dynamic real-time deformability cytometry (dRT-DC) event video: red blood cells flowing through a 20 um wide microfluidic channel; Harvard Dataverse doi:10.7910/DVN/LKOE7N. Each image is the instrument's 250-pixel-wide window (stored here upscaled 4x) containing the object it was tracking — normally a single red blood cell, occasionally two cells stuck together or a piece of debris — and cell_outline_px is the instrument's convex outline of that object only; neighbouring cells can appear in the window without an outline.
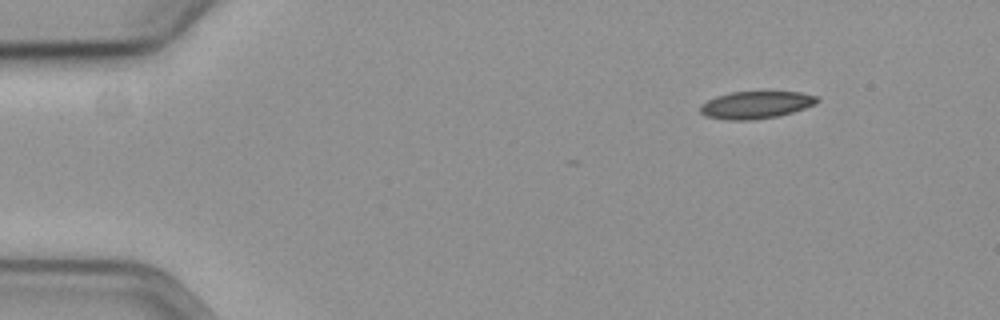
{"species": "common noctule bat (a hibernating species)", "species_latin": "Nyctalus noctula", "temperature_condition": "cold", "stored_images_in_passage": 40, "camera_frame_rate_fps": 3000, "um_per_image_px": 0.085, "animal": {"sex": "female", "body_mass_g": 19.3, "forearm_length_mm": 54.1}, "frame": {"image": 1, "passage_image": 1, "time_ms": 0.0, "image_size_px": [1000, 320], "cell_outline_px": [[820, 100], [816, 104], [792, 112], [776, 116], [756, 120], [732, 120], [704, 116], [700, 112], [700, 104], [716, 96], [732, 92], [800, 92], [820, 96]], "centroid_in_image_um": [64.27, 8.91], "position_along_channel_um": 20.7, "area_um2": 18.67}}
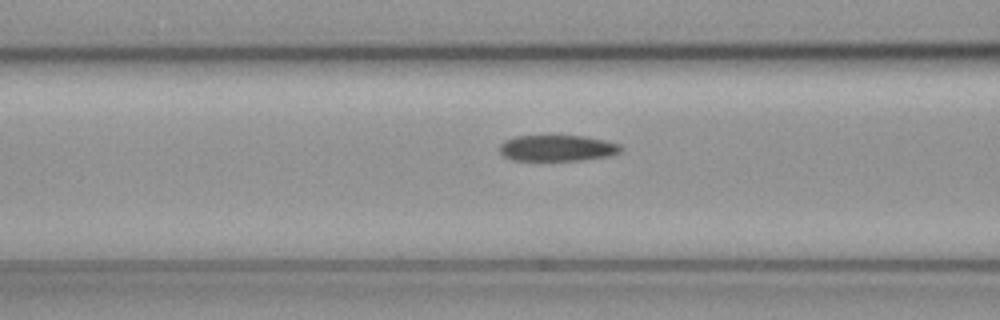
{"frame": {"image": 2, "passage_image": 17, "time_ms": 5.333, "image_size_px": [1000, 320], "cell_outline_px": [[624, 148], [620, 152], [608, 156], [584, 160], [512, 160], [504, 156], [500, 152], [500, 144], [504, 140], [516, 136], [584, 136], [604, 140], [620, 144]], "centroid_in_image_um": [47.38, 12.59], "position_along_channel_um": 119.2, "area_um2": 18.44}}
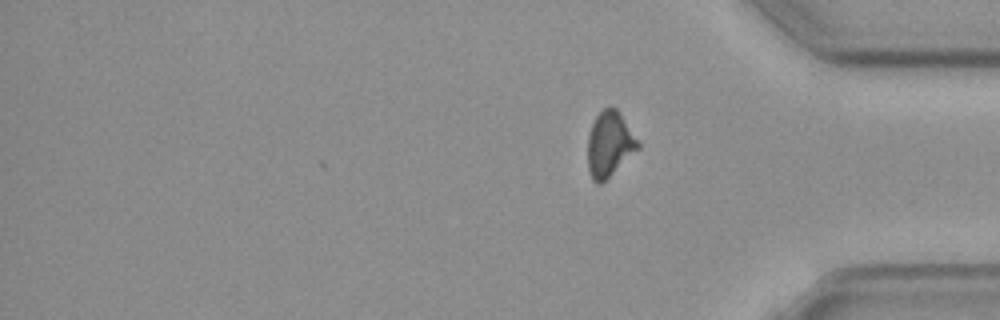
{"frame": {"image": 3, "passage_image": 40, "time_ms": 13.0, "image_size_px": [1000, 320], "cell_outline_px": [[640, 148], [600, 184], [596, 184], [592, 180], [588, 168], [588, 136], [592, 124], [596, 116], [604, 108], [612, 104], [616, 108], [640, 144]], "centroid_in_image_um": [51.79, 12.25], "position_along_channel_um": 383.4, "area_um2": 18.84}, "authors_computed_cell_mechanics": {"area_um2": 19.4497, "velocity_mm_per_s": 3.5983, "shape_relaxation_time_tau1_ms": null, "shape_relaxation_time_tau2_ms": 5.1808, "deformation_change_tau1": null, "deformation_change_tau2": 0.1136}}